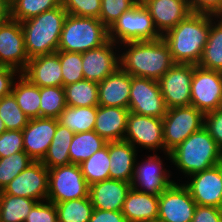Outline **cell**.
Returning a JSON list of instances; mask_svg holds the SVG:
<instances>
[{
	"instance_id": "37",
	"label": "cell",
	"mask_w": 222,
	"mask_h": 222,
	"mask_svg": "<svg viewBox=\"0 0 222 222\" xmlns=\"http://www.w3.org/2000/svg\"><path fill=\"white\" fill-rule=\"evenodd\" d=\"M66 106L64 87H40V117L57 119Z\"/></svg>"
},
{
	"instance_id": "44",
	"label": "cell",
	"mask_w": 222,
	"mask_h": 222,
	"mask_svg": "<svg viewBox=\"0 0 222 222\" xmlns=\"http://www.w3.org/2000/svg\"><path fill=\"white\" fill-rule=\"evenodd\" d=\"M24 222H58L55 204L48 200L37 202Z\"/></svg>"
},
{
	"instance_id": "18",
	"label": "cell",
	"mask_w": 222,
	"mask_h": 222,
	"mask_svg": "<svg viewBox=\"0 0 222 222\" xmlns=\"http://www.w3.org/2000/svg\"><path fill=\"white\" fill-rule=\"evenodd\" d=\"M116 46L109 39L100 47L82 53L84 79L99 83L120 68V54L116 53Z\"/></svg>"
},
{
	"instance_id": "20",
	"label": "cell",
	"mask_w": 222,
	"mask_h": 222,
	"mask_svg": "<svg viewBox=\"0 0 222 222\" xmlns=\"http://www.w3.org/2000/svg\"><path fill=\"white\" fill-rule=\"evenodd\" d=\"M150 12L157 31L163 35L192 12L188 0H140Z\"/></svg>"
},
{
	"instance_id": "24",
	"label": "cell",
	"mask_w": 222,
	"mask_h": 222,
	"mask_svg": "<svg viewBox=\"0 0 222 222\" xmlns=\"http://www.w3.org/2000/svg\"><path fill=\"white\" fill-rule=\"evenodd\" d=\"M137 149L125 140L109 141L110 179L132 183Z\"/></svg>"
},
{
	"instance_id": "46",
	"label": "cell",
	"mask_w": 222,
	"mask_h": 222,
	"mask_svg": "<svg viewBox=\"0 0 222 222\" xmlns=\"http://www.w3.org/2000/svg\"><path fill=\"white\" fill-rule=\"evenodd\" d=\"M191 222H222V209L197 205Z\"/></svg>"
},
{
	"instance_id": "42",
	"label": "cell",
	"mask_w": 222,
	"mask_h": 222,
	"mask_svg": "<svg viewBox=\"0 0 222 222\" xmlns=\"http://www.w3.org/2000/svg\"><path fill=\"white\" fill-rule=\"evenodd\" d=\"M61 5L69 15L99 19L101 0H61Z\"/></svg>"
},
{
	"instance_id": "19",
	"label": "cell",
	"mask_w": 222,
	"mask_h": 222,
	"mask_svg": "<svg viewBox=\"0 0 222 222\" xmlns=\"http://www.w3.org/2000/svg\"><path fill=\"white\" fill-rule=\"evenodd\" d=\"M57 124L58 120L56 118H33L22 130L24 151L34 161H42L47 154Z\"/></svg>"
},
{
	"instance_id": "6",
	"label": "cell",
	"mask_w": 222,
	"mask_h": 222,
	"mask_svg": "<svg viewBox=\"0 0 222 222\" xmlns=\"http://www.w3.org/2000/svg\"><path fill=\"white\" fill-rule=\"evenodd\" d=\"M108 37L120 45L119 43L161 39L162 35L155 28L150 12L139 0L108 29Z\"/></svg>"
},
{
	"instance_id": "17",
	"label": "cell",
	"mask_w": 222,
	"mask_h": 222,
	"mask_svg": "<svg viewBox=\"0 0 222 222\" xmlns=\"http://www.w3.org/2000/svg\"><path fill=\"white\" fill-rule=\"evenodd\" d=\"M189 177L184 185L197 205L222 209V162Z\"/></svg>"
},
{
	"instance_id": "48",
	"label": "cell",
	"mask_w": 222,
	"mask_h": 222,
	"mask_svg": "<svg viewBox=\"0 0 222 222\" xmlns=\"http://www.w3.org/2000/svg\"><path fill=\"white\" fill-rule=\"evenodd\" d=\"M20 74L16 69L0 66V98L11 93L12 86L15 81V76L17 77Z\"/></svg>"
},
{
	"instance_id": "12",
	"label": "cell",
	"mask_w": 222,
	"mask_h": 222,
	"mask_svg": "<svg viewBox=\"0 0 222 222\" xmlns=\"http://www.w3.org/2000/svg\"><path fill=\"white\" fill-rule=\"evenodd\" d=\"M196 206L184 183L174 181L159 196L158 221L191 222Z\"/></svg>"
},
{
	"instance_id": "15",
	"label": "cell",
	"mask_w": 222,
	"mask_h": 222,
	"mask_svg": "<svg viewBox=\"0 0 222 222\" xmlns=\"http://www.w3.org/2000/svg\"><path fill=\"white\" fill-rule=\"evenodd\" d=\"M153 154L148 155L147 159L140 163L136 159L131 186L137 191L160 196L174 180H170V171L163 168L164 164L160 156L155 152Z\"/></svg>"
},
{
	"instance_id": "39",
	"label": "cell",
	"mask_w": 222,
	"mask_h": 222,
	"mask_svg": "<svg viewBox=\"0 0 222 222\" xmlns=\"http://www.w3.org/2000/svg\"><path fill=\"white\" fill-rule=\"evenodd\" d=\"M32 162L34 160L25 151L0 158V191Z\"/></svg>"
},
{
	"instance_id": "47",
	"label": "cell",
	"mask_w": 222,
	"mask_h": 222,
	"mask_svg": "<svg viewBox=\"0 0 222 222\" xmlns=\"http://www.w3.org/2000/svg\"><path fill=\"white\" fill-rule=\"evenodd\" d=\"M192 13L215 15L222 6V0H188Z\"/></svg>"
},
{
	"instance_id": "38",
	"label": "cell",
	"mask_w": 222,
	"mask_h": 222,
	"mask_svg": "<svg viewBox=\"0 0 222 222\" xmlns=\"http://www.w3.org/2000/svg\"><path fill=\"white\" fill-rule=\"evenodd\" d=\"M0 118L7 130L18 131H22L30 120L20 109L12 93L0 98Z\"/></svg>"
},
{
	"instance_id": "16",
	"label": "cell",
	"mask_w": 222,
	"mask_h": 222,
	"mask_svg": "<svg viewBox=\"0 0 222 222\" xmlns=\"http://www.w3.org/2000/svg\"><path fill=\"white\" fill-rule=\"evenodd\" d=\"M29 60L22 25L10 18L0 25V66L11 67L22 73Z\"/></svg>"
},
{
	"instance_id": "8",
	"label": "cell",
	"mask_w": 222,
	"mask_h": 222,
	"mask_svg": "<svg viewBox=\"0 0 222 222\" xmlns=\"http://www.w3.org/2000/svg\"><path fill=\"white\" fill-rule=\"evenodd\" d=\"M89 196V185L80 165L69 164L49 169L47 200L60 203Z\"/></svg>"
},
{
	"instance_id": "31",
	"label": "cell",
	"mask_w": 222,
	"mask_h": 222,
	"mask_svg": "<svg viewBox=\"0 0 222 222\" xmlns=\"http://www.w3.org/2000/svg\"><path fill=\"white\" fill-rule=\"evenodd\" d=\"M97 116V106H66L58 116V123L66 126L74 133L93 131Z\"/></svg>"
},
{
	"instance_id": "22",
	"label": "cell",
	"mask_w": 222,
	"mask_h": 222,
	"mask_svg": "<svg viewBox=\"0 0 222 222\" xmlns=\"http://www.w3.org/2000/svg\"><path fill=\"white\" fill-rule=\"evenodd\" d=\"M21 74L38 87H63L61 64L56 53L31 58Z\"/></svg>"
},
{
	"instance_id": "49",
	"label": "cell",
	"mask_w": 222,
	"mask_h": 222,
	"mask_svg": "<svg viewBox=\"0 0 222 222\" xmlns=\"http://www.w3.org/2000/svg\"><path fill=\"white\" fill-rule=\"evenodd\" d=\"M89 222H127V220L121 211L94 208Z\"/></svg>"
},
{
	"instance_id": "40",
	"label": "cell",
	"mask_w": 222,
	"mask_h": 222,
	"mask_svg": "<svg viewBox=\"0 0 222 222\" xmlns=\"http://www.w3.org/2000/svg\"><path fill=\"white\" fill-rule=\"evenodd\" d=\"M56 54L61 64L63 87L84 79L82 53L58 50Z\"/></svg>"
},
{
	"instance_id": "14",
	"label": "cell",
	"mask_w": 222,
	"mask_h": 222,
	"mask_svg": "<svg viewBox=\"0 0 222 222\" xmlns=\"http://www.w3.org/2000/svg\"><path fill=\"white\" fill-rule=\"evenodd\" d=\"M48 183L49 169L41 161H34L12 179L2 192L40 202L47 200Z\"/></svg>"
},
{
	"instance_id": "34",
	"label": "cell",
	"mask_w": 222,
	"mask_h": 222,
	"mask_svg": "<svg viewBox=\"0 0 222 222\" xmlns=\"http://www.w3.org/2000/svg\"><path fill=\"white\" fill-rule=\"evenodd\" d=\"M80 165L82 174L90 186L93 183L110 179V158L108 155V142L105 147L95 152Z\"/></svg>"
},
{
	"instance_id": "10",
	"label": "cell",
	"mask_w": 222,
	"mask_h": 222,
	"mask_svg": "<svg viewBox=\"0 0 222 222\" xmlns=\"http://www.w3.org/2000/svg\"><path fill=\"white\" fill-rule=\"evenodd\" d=\"M128 109L130 112L150 117L163 118L167 107L157 80L131 76Z\"/></svg>"
},
{
	"instance_id": "2",
	"label": "cell",
	"mask_w": 222,
	"mask_h": 222,
	"mask_svg": "<svg viewBox=\"0 0 222 222\" xmlns=\"http://www.w3.org/2000/svg\"><path fill=\"white\" fill-rule=\"evenodd\" d=\"M119 46L125 47L120 54V67L134 77L158 81L175 64L169 47L162 38L126 42Z\"/></svg>"
},
{
	"instance_id": "1",
	"label": "cell",
	"mask_w": 222,
	"mask_h": 222,
	"mask_svg": "<svg viewBox=\"0 0 222 222\" xmlns=\"http://www.w3.org/2000/svg\"><path fill=\"white\" fill-rule=\"evenodd\" d=\"M211 29V15L191 13L162 35L175 63L198 65Z\"/></svg>"
},
{
	"instance_id": "11",
	"label": "cell",
	"mask_w": 222,
	"mask_h": 222,
	"mask_svg": "<svg viewBox=\"0 0 222 222\" xmlns=\"http://www.w3.org/2000/svg\"><path fill=\"white\" fill-rule=\"evenodd\" d=\"M124 140L136 149L141 146L150 151L162 150L165 153L163 120L129 112Z\"/></svg>"
},
{
	"instance_id": "26",
	"label": "cell",
	"mask_w": 222,
	"mask_h": 222,
	"mask_svg": "<svg viewBox=\"0 0 222 222\" xmlns=\"http://www.w3.org/2000/svg\"><path fill=\"white\" fill-rule=\"evenodd\" d=\"M159 196L146 194L131 188L121 212L127 222H151L158 220Z\"/></svg>"
},
{
	"instance_id": "32",
	"label": "cell",
	"mask_w": 222,
	"mask_h": 222,
	"mask_svg": "<svg viewBox=\"0 0 222 222\" xmlns=\"http://www.w3.org/2000/svg\"><path fill=\"white\" fill-rule=\"evenodd\" d=\"M38 201L0 191V222H24Z\"/></svg>"
},
{
	"instance_id": "36",
	"label": "cell",
	"mask_w": 222,
	"mask_h": 222,
	"mask_svg": "<svg viewBox=\"0 0 222 222\" xmlns=\"http://www.w3.org/2000/svg\"><path fill=\"white\" fill-rule=\"evenodd\" d=\"M61 5V0H10V18L23 22Z\"/></svg>"
},
{
	"instance_id": "7",
	"label": "cell",
	"mask_w": 222,
	"mask_h": 222,
	"mask_svg": "<svg viewBox=\"0 0 222 222\" xmlns=\"http://www.w3.org/2000/svg\"><path fill=\"white\" fill-rule=\"evenodd\" d=\"M163 120L165 156L171 160L170 152L204 125V114L194 106L169 108Z\"/></svg>"
},
{
	"instance_id": "5",
	"label": "cell",
	"mask_w": 222,
	"mask_h": 222,
	"mask_svg": "<svg viewBox=\"0 0 222 222\" xmlns=\"http://www.w3.org/2000/svg\"><path fill=\"white\" fill-rule=\"evenodd\" d=\"M109 40L108 28L97 18L67 15L58 50L84 53Z\"/></svg>"
},
{
	"instance_id": "23",
	"label": "cell",
	"mask_w": 222,
	"mask_h": 222,
	"mask_svg": "<svg viewBox=\"0 0 222 222\" xmlns=\"http://www.w3.org/2000/svg\"><path fill=\"white\" fill-rule=\"evenodd\" d=\"M131 75L121 67L98 83V104L128 108Z\"/></svg>"
},
{
	"instance_id": "50",
	"label": "cell",
	"mask_w": 222,
	"mask_h": 222,
	"mask_svg": "<svg viewBox=\"0 0 222 222\" xmlns=\"http://www.w3.org/2000/svg\"><path fill=\"white\" fill-rule=\"evenodd\" d=\"M10 19V0H0V25Z\"/></svg>"
},
{
	"instance_id": "45",
	"label": "cell",
	"mask_w": 222,
	"mask_h": 222,
	"mask_svg": "<svg viewBox=\"0 0 222 222\" xmlns=\"http://www.w3.org/2000/svg\"><path fill=\"white\" fill-rule=\"evenodd\" d=\"M203 127L209 135L216 141L218 147L222 150V110L217 109L204 114Z\"/></svg>"
},
{
	"instance_id": "35",
	"label": "cell",
	"mask_w": 222,
	"mask_h": 222,
	"mask_svg": "<svg viewBox=\"0 0 222 222\" xmlns=\"http://www.w3.org/2000/svg\"><path fill=\"white\" fill-rule=\"evenodd\" d=\"M58 222H89L93 205L90 197L55 203Z\"/></svg>"
},
{
	"instance_id": "29",
	"label": "cell",
	"mask_w": 222,
	"mask_h": 222,
	"mask_svg": "<svg viewBox=\"0 0 222 222\" xmlns=\"http://www.w3.org/2000/svg\"><path fill=\"white\" fill-rule=\"evenodd\" d=\"M107 141L100 137L94 130L89 132L74 133L69 148L71 164H81L95 152L105 147Z\"/></svg>"
},
{
	"instance_id": "43",
	"label": "cell",
	"mask_w": 222,
	"mask_h": 222,
	"mask_svg": "<svg viewBox=\"0 0 222 222\" xmlns=\"http://www.w3.org/2000/svg\"><path fill=\"white\" fill-rule=\"evenodd\" d=\"M20 151H24L22 131L7 130L0 134V158Z\"/></svg>"
},
{
	"instance_id": "27",
	"label": "cell",
	"mask_w": 222,
	"mask_h": 222,
	"mask_svg": "<svg viewBox=\"0 0 222 222\" xmlns=\"http://www.w3.org/2000/svg\"><path fill=\"white\" fill-rule=\"evenodd\" d=\"M74 132L66 126L57 124L55 134L47 154L41 161L48 169L71 164L69 148Z\"/></svg>"
},
{
	"instance_id": "30",
	"label": "cell",
	"mask_w": 222,
	"mask_h": 222,
	"mask_svg": "<svg viewBox=\"0 0 222 222\" xmlns=\"http://www.w3.org/2000/svg\"><path fill=\"white\" fill-rule=\"evenodd\" d=\"M215 20L211 15V29L198 66L222 72V22Z\"/></svg>"
},
{
	"instance_id": "9",
	"label": "cell",
	"mask_w": 222,
	"mask_h": 222,
	"mask_svg": "<svg viewBox=\"0 0 222 222\" xmlns=\"http://www.w3.org/2000/svg\"><path fill=\"white\" fill-rule=\"evenodd\" d=\"M222 100V72L193 64L191 105L203 114L220 108Z\"/></svg>"
},
{
	"instance_id": "25",
	"label": "cell",
	"mask_w": 222,
	"mask_h": 222,
	"mask_svg": "<svg viewBox=\"0 0 222 222\" xmlns=\"http://www.w3.org/2000/svg\"><path fill=\"white\" fill-rule=\"evenodd\" d=\"M128 108L97 106L94 131L107 142L124 140Z\"/></svg>"
},
{
	"instance_id": "51",
	"label": "cell",
	"mask_w": 222,
	"mask_h": 222,
	"mask_svg": "<svg viewBox=\"0 0 222 222\" xmlns=\"http://www.w3.org/2000/svg\"><path fill=\"white\" fill-rule=\"evenodd\" d=\"M214 18H215L216 20H219V21L222 22V6H221V8L217 11V13L214 15Z\"/></svg>"
},
{
	"instance_id": "3",
	"label": "cell",
	"mask_w": 222,
	"mask_h": 222,
	"mask_svg": "<svg viewBox=\"0 0 222 222\" xmlns=\"http://www.w3.org/2000/svg\"><path fill=\"white\" fill-rule=\"evenodd\" d=\"M68 13L62 5L20 22L29 59L58 51L60 34Z\"/></svg>"
},
{
	"instance_id": "4",
	"label": "cell",
	"mask_w": 222,
	"mask_h": 222,
	"mask_svg": "<svg viewBox=\"0 0 222 222\" xmlns=\"http://www.w3.org/2000/svg\"><path fill=\"white\" fill-rule=\"evenodd\" d=\"M170 155L171 162L186 177L222 162V150L204 127L187 137Z\"/></svg>"
},
{
	"instance_id": "52",
	"label": "cell",
	"mask_w": 222,
	"mask_h": 222,
	"mask_svg": "<svg viewBox=\"0 0 222 222\" xmlns=\"http://www.w3.org/2000/svg\"><path fill=\"white\" fill-rule=\"evenodd\" d=\"M7 131L4 121L0 118V134Z\"/></svg>"
},
{
	"instance_id": "41",
	"label": "cell",
	"mask_w": 222,
	"mask_h": 222,
	"mask_svg": "<svg viewBox=\"0 0 222 222\" xmlns=\"http://www.w3.org/2000/svg\"><path fill=\"white\" fill-rule=\"evenodd\" d=\"M139 0H101L99 20L109 29L115 21Z\"/></svg>"
},
{
	"instance_id": "53",
	"label": "cell",
	"mask_w": 222,
	"mask_h": 222,
	"mask_svg": "<svg viewBox=\"0 0 222 222\" xmlns=\"http://www.w3.org/2000/svg\"><path fill=\"white\" fill-rule=\"evenodd\" d=\"M219 109H221L222 110V100H221V104H220V108Z\"/></svg>"
},
{
	"instance_id": "13",
	"label": "cell",
	"mask_w": 222,
	"mask_h": 222,
	"mask_svg": "<svg viewBox=\"0 0 222 222\" xmlns=\"http://www.w3.org/2000/svg\"><path fill=\"white\" fill-rule=\"evenodd\" d=\"M193 64L175 63L159 80L167 109L191 105Z\"/></svg>"
},
{
	"instance_id": "28",
	"label": "cell",
	"mask_w": 222,
	"mask_h": 222,
	"mask_svg": "<svg viewBox=\"0 0 222 222\" xmlns=\"http://www.w3.org/2000/svg\"><path fill=\"white\" fill-rule=\"evenodd\" d=\"M12 86L11 93L24 114L30 119L40 117V87L32 84L21 73Z\"/></svg>"
},
{
	"instance_id": "33",
	"label": "cell",
	"mask_w": 222,
	"mask_h": 222,
	"mask_svg": "<svg viewBox=\"0 0 222 222\" xmlns=\"http://www.w3.org/2000/svg\"><path fill=\"white\" fill-rule=\"evenodd\" d=\"M66 105L70 107L98 106V83L83 79L64 87Z\"/></svg>"
},
{
	"instance_id": "21",
	"label": "cell",
	"mask_w": 222,
	"mask_h": 222,
	"mask_svg": "<svg viewBox=\"0 0 222 222\" xmlns=\"http://www.w3.org/2000/svg\"><path fill=\"white\" fill-rule=\"evenodd\" d=\"M131 183L107 179L89 186V197L93 208L99 210L121 211Z\"/></svg>"
}]
</instances>
